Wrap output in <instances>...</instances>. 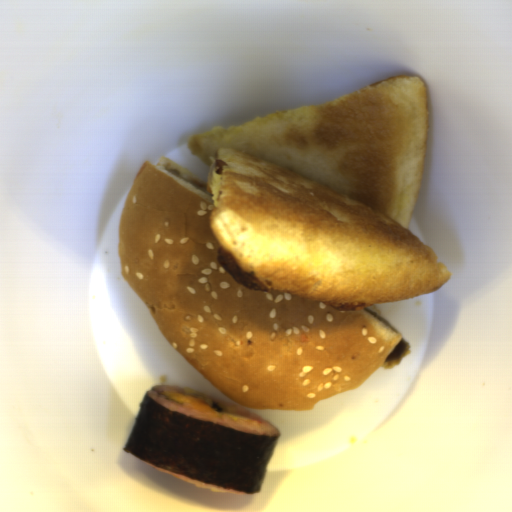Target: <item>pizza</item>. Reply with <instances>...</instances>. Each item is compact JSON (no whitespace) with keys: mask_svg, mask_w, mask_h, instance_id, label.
Here are the masks:
<instances>
[{"mask_svg":"<svg viewBox=\"0 0 512 512\" xmlns=\"http://www.w3.org/2000/svg\"><path fill=\"white\" fill-rule=\"evenodd\" d=\"M426 87L396 75L335 100L190 136L210 229L266 289L372 305L433 293L451 272L409 231L425 169ZM216 159L227 162L216 174Z\"/></svg>","mask_w":512,"mask_h":512,"instance_id":"1","label":"pizza"}]
</instances>
